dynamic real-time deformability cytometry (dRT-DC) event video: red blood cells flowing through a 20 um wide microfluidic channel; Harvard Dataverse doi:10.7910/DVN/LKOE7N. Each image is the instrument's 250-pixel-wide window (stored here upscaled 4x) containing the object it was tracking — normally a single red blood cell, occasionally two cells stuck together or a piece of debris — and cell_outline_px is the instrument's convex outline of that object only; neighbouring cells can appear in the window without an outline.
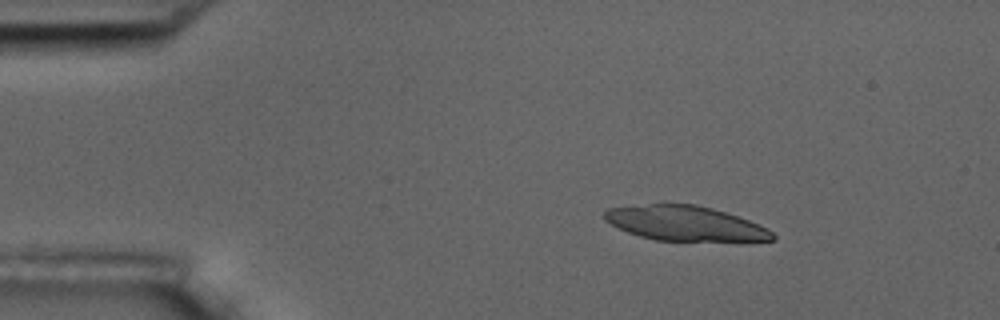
{"species": "common noctule bat (a hibernating species)", "species_latin": "Nyctalus noctula", "temperature_condition": "room temperature", "stored_images_in_passage": 5, "camera_frame_rate_fps": 3000, "um_per_image_px": 0.085, "animal": {"sex": "male", "body_mass_g": 17.5, "forearm_length_mm": 52.3}, "frame": {"image": 1, "passage_image": 2, "time_ms": 1.0, "image_size_px": [1000, 320], "cell_outline_px": [[776, 240], [656, 240], [640, 236], [628, 232], [604, 220], [604, 212], [608, 208], [664, 200], [696, 204], [712, 208], [748, 220], [768, 228], [776, 236]], "centroid_in_image_um": [58.15, 18.92], "position_along_channel_um": 26.8, "area_um2": 34.51}}